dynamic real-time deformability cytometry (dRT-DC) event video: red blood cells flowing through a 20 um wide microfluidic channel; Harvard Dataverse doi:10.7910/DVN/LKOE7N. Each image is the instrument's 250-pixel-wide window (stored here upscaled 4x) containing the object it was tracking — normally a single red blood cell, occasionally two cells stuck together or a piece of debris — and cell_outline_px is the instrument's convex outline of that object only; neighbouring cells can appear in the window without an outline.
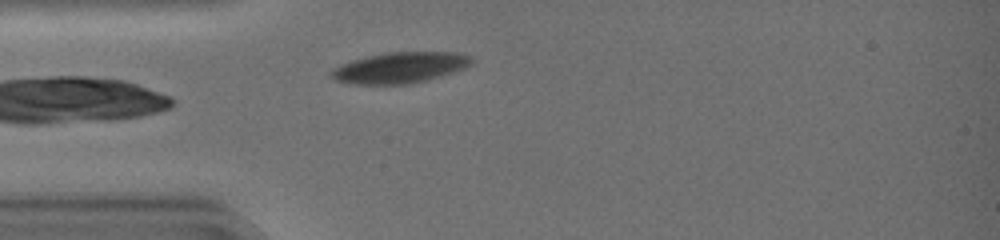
{"species": "common noctule bat (a hibernating species)", "species_latin": "Nyctalus noctula", "temperature_condition": "warm", "stored_images_in_passage": 24, "camera_frame_rate_fps": 3000, "um_per_image_px": 0.085, "animal": {"sex": "female", "body_mass_g": 19.0, "forearm_length_mm": 51.5}, "frame": {"image": 1, "passage_image": 1, "time_ms": 0.0, "image_size_px": [1000, 240], "cell_outline_px": [[472, 64], [464, 68], [428, 80], [408, 84], [348, 84], [336, 80], [328, 76], [328, 72], [332, 68], [340, 64], [364, 56], [384, 52], [460, 52], [472, 56]], "centroid_in_image_um": [33.94, 5.74], "position_along_channel_um": 51.1, "area_um2": 25.66}}